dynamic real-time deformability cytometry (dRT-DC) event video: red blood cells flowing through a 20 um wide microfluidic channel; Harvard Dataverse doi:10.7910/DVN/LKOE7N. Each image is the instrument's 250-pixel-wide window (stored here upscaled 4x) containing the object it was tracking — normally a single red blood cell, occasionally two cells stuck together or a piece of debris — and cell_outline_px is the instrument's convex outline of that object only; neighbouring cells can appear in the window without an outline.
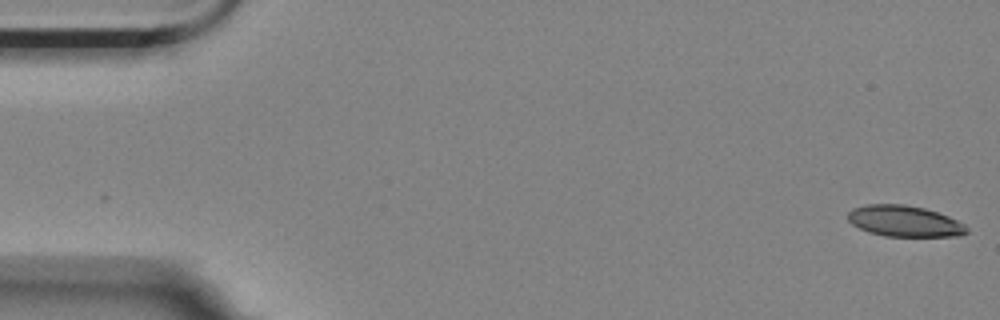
{"species": "Egyptian fruit bat (a non-hibernating species)", "species_latin": "Rousettus aegyptiacus", "temperature_condition": "room temperature", "stored_images_in_passage": 57, "camera_frame_rate_fps": 3000, "um_per_image_px": 0.085, "animal": {"sex": "female"}, "frame": {"image": 1, "passage_image": 1, "time_ms": 0.0, "image_size_px": [1000, 320], "cell_outline_px": [[968, 232], [960, 236], [884, 236], [868, 232], [852, 224], [848, 220], [848, 212], [852, 208], [868, 204], [904, 204], [924, 208], [948, 216], [964, 224], [968, 228]], "centroid_in_image_um": [76.87, 18.8], "position_along_channel_um": 8.1, "area_um2": 21.5}}
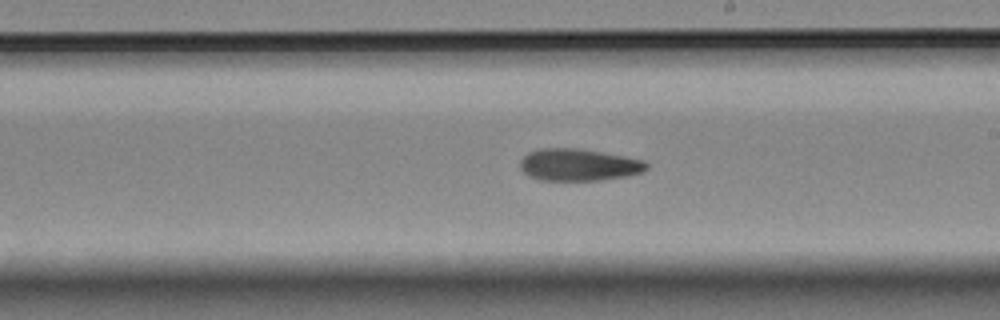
{"frame": {"image": 2, "passage_image": 32, "time_ms": 10.333, "image_size_px": [1000, 320], "cell_outline_px": [[648, 168], [644, 172], [628, 176], [600, 180], [540, 180], [528, 176], [520, 168], [520, 160], [528, 152], [540, 148], [576, 148], [624, 156], [644, 160], [648, 164]], "centroid_in_image_um": [49.19, 14.01], "position_along_channel_um": 239.8, "area_um2": 23.7}}
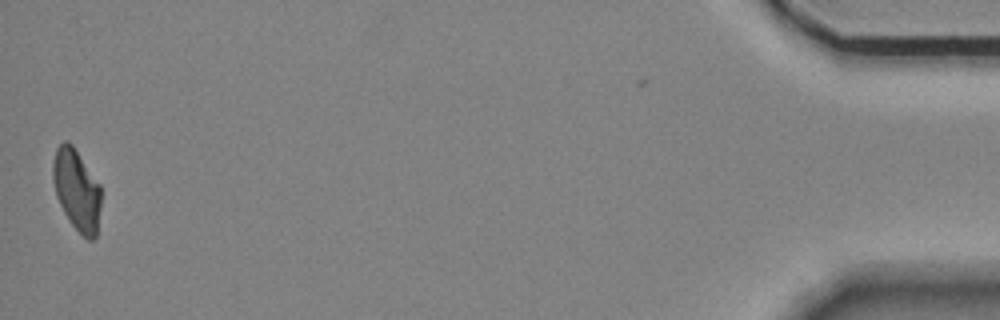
{"frame": {"image": 3, "passage_image": 56, "time_ms": 18.333, "image_size_px": [1000, 320], "cell_outline_px": [[100, 208], [96, 236], [92, 240], [88, 240], [72, 224], [64, 212], [56, 196], [52, 180], [52, 164], [56, 148], [64, 140], [68, 140], [72, 144], [100, 184]], "centroid_in_image_um": [6.5, 16.11], "position_along_channel_um": 428.7, "area_um2": 22.72}}